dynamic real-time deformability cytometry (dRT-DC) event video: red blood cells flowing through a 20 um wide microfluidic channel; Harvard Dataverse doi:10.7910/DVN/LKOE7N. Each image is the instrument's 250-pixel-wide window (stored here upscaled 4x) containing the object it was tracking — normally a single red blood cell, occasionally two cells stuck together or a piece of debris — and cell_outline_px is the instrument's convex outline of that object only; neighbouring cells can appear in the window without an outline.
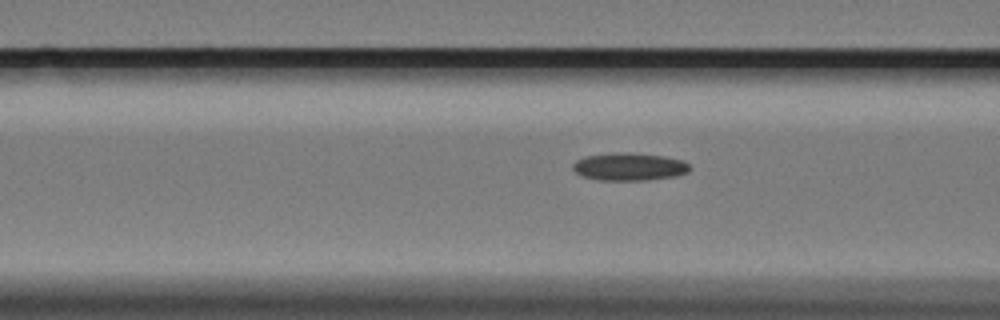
{"species": "Egyptian fruit bat (a non-hibernating species)", "species_latin": "Rousettus aegyptiacus", "temperature_condition": "cold", "stored_images_in_passage": 19, "camera_frame_rate_fps": 3000, "um_per_image_px": 0.085, "animal": {"sex": "female"}, "frame": {"image": 1, "passage_image": 16, "time_ms": 5.0, "image_size_px": [1000, 320], "cell_outline_px": [[692, 168], [688, 172], [676, 176], [648, 180], [600, 180], [584, 176], [576, 172], [572, 168], [572, 164], [576, 160], [584, 156], [608, 152], [632, 152], [664, 156], [684, 160]], "centroid_in_image_um": [53.5, 14.15], "position_along_channel_um": 113.1, "area_um2": 19.19}}